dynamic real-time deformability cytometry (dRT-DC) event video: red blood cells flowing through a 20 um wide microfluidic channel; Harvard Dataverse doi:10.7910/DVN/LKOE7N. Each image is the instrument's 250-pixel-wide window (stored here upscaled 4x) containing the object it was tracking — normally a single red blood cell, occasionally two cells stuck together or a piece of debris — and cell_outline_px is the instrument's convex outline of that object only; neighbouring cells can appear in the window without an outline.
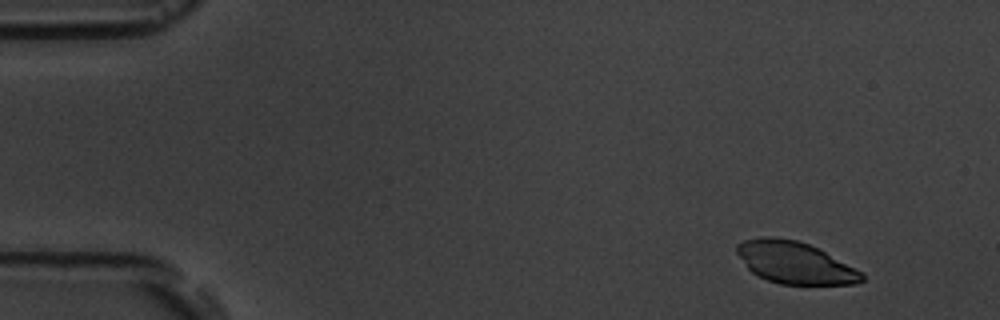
{"species": "common noctule bat (a hibernating species)", "species_latin": "Nyctalus noctula", "temperature_condition": "room temperature", "stored_images_in_passage": 4, "camera_frame_rate_fps": 3000, "um_per_image_px": 0.085, "animal": {"sex": "male", "body_mass_g": 19.5, "forearm_length_mm": 54.6}, "frame": {"image": 1, "passage_image": 1, "time_ms": 0.0, "image_size_px": [1000, 320], "cell_outline_px": [[864, 280], [856, 284], [780, 284], [768, 280], [752, 272], [748, 268], [736, 252], [736, 244], [744, 240], [760, 236], [772, 236], [796, 240], [808, 244], [824, 252], [860, 272], [864, 276]], "centroid_in_image_um": [67.5, 22.31], "position_along_channel_um": 17.5, "area_um2": 30.0}}